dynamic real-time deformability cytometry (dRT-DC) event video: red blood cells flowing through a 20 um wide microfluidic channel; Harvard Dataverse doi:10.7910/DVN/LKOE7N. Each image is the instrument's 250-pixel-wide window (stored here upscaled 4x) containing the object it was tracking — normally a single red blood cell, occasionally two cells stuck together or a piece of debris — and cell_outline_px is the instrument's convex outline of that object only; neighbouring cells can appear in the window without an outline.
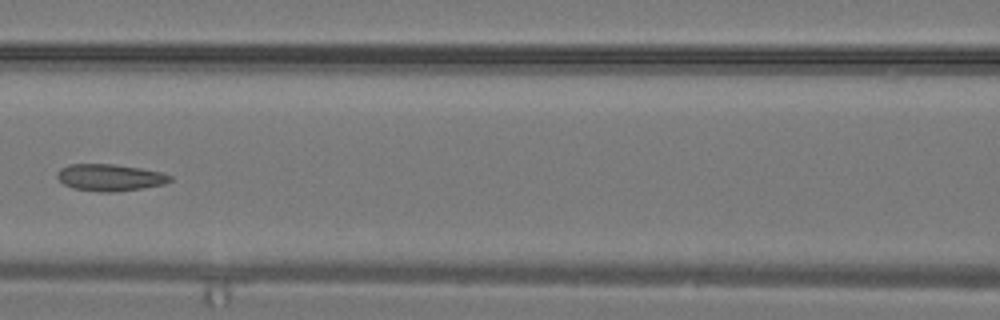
{"species": "common noctule bat (a hibernating species)", "species_latin": "Nyctalus noctula", "temperature_condition": "warm", "stored_images_in_passage": 24, "camera_frame_rate_fps": 3000, "um_per_image_px": 0.085, "animal": {"sex": "male", "body_mass_g": 19.2, "forearm_length_mm": 51.8}, "frame": {"image": 1, "passage_image": 8, "time_ms": 2.333, "image_size_px": [1000, 320], "cell_outline_px": [[172, 180], [164, 184], [140, 188], [112, 192], [100, 192], [72, 188], [64, 184], [56, 176], [56, 172], [60, 168], [68, 164], [112, 164], [140, 168], [164, 172], [172, 176]], "centroid_in_image_um": [9.33, 15.08], "position_along_channel_um": 157.3, "area_um2": 17.69}}
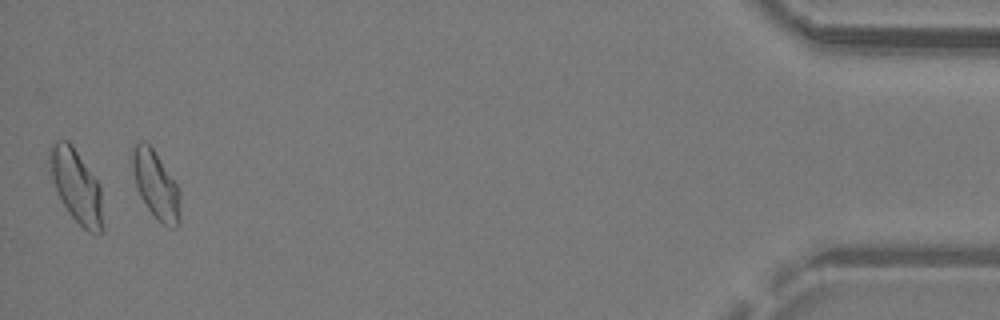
{"frame": {"image": 2, "passage_image": 24, "time_ms": 7.667, "image_size_px": [1000, 320], "cell_outline_px": [[180, 224], [176, 228], [172, 228], [156, 220], [140, 196], [136, 188], [132, 172], [132, 148], [140, 140], [144, 140], [152, 148], [180, 188]], "centroid_in_image_um": [13.25, 15.75], "position_along_channel_um": 421.9, "area_um2": 19.13}}